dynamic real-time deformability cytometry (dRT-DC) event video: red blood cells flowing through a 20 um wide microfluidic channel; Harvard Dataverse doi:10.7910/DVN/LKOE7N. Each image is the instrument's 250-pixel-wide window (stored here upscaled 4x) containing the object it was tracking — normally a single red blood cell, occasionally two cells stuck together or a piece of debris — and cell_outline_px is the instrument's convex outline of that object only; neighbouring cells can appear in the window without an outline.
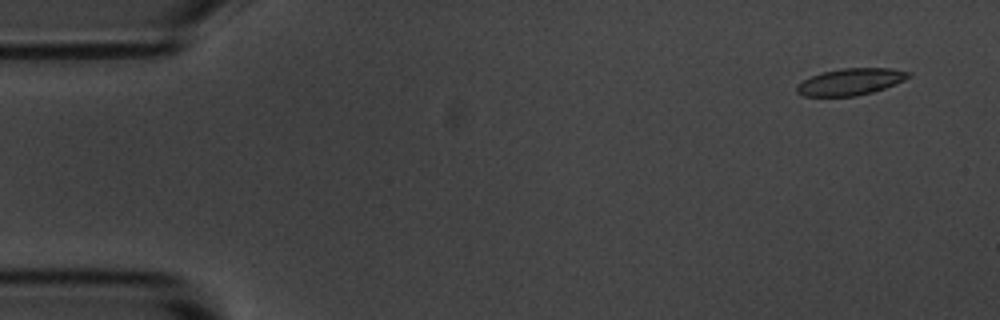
{"species": "common noctule bat (a hibernating species)", "species_latin": "Nyctalus noctula", "temperature_condition": "room temperature", "stored_images_in_passage": 5, "camera_frame_rate_fps": 3000, "um_per_image_px": 0.085, "animal": {"sex": "male", "body_mass_g": 20.1, "forearm_length_mm": 53.5}, "frame": {"image": 1, "passage_image": 1, "time_ms": 0.0, "image_size_px": [1000, 320], "cell_outline_px": [[912, 76], [904, 80], [884, 88], [872, 92], [856, 96], [804, 96], [796, 92], [796, 84], [812, 76], [824, 72], [840, 68], [892, 68], [912, 72]], "centroid_in_image_um": [72.31, 6.94], "position_along_channel_um": 12.7, "area_um2": 17.4}}
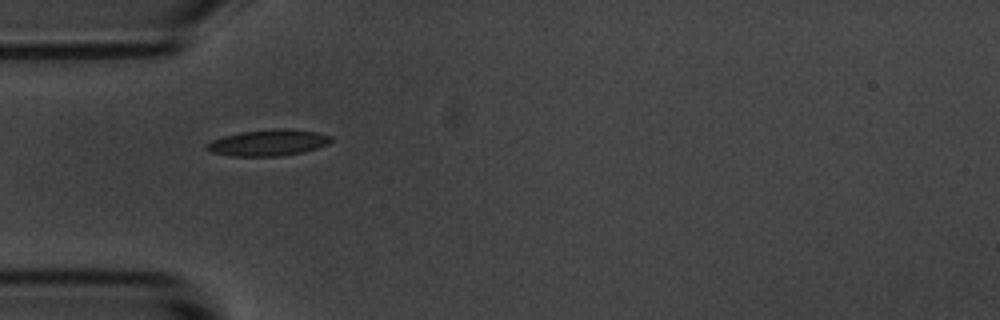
{"frame": {"image": 2, "passage_image": 4, "time_ms": 4.333, "image_size_px": [1000, 320], "cell_outline_px": [[332, 140], [328, 144], [304, 152], [280, 156], [232, 156], [212, 152], [204, 148], [204, 144], [212, 140], [224, 136], [240, 132], [276, 128], [284, 128], [316, 132], [332, 136]], "centroid_in_image_um": [22.78, 12.13], "position_along_channel_um": 62.2, "area_um2": 19.07}}